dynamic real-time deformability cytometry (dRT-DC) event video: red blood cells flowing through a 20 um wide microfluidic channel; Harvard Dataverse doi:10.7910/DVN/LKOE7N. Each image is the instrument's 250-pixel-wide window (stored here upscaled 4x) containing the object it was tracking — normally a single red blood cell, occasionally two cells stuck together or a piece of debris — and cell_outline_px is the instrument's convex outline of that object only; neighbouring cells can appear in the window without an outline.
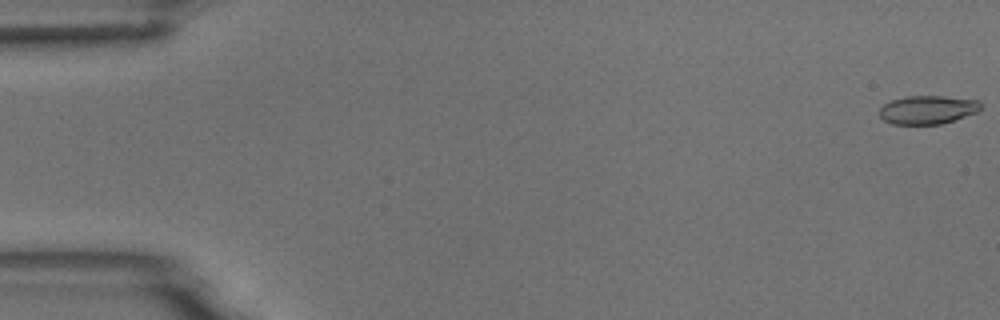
{"species": "common noctule bat (a hibernating species)", "species_latin": "Nyctalus noctula", "temperature_condition": "room temperature", "stored_images_in_passage": 10, "camera_frame_rate_fps": 3000, "um_per_image_px": 0.085, "animal": {"sex": "male", "body_mass_g": 18.8}, "frame": {"image": 1, "passage_image": 1, "time_ms": 0.0, "image_size_px": [1000, 320], "cell_outline_px": [[980, 108], [976, 112], [940, 124], [892, 124], [884, 120], [880, 116], [880, 108], [884, 104], [892, 100], [904, 96], [944, 96], [980, 100]], "centroid_in_image_um": [78.82, 9.32], "position_along_channel_um": 6.2, "area_um2": 16.65}}